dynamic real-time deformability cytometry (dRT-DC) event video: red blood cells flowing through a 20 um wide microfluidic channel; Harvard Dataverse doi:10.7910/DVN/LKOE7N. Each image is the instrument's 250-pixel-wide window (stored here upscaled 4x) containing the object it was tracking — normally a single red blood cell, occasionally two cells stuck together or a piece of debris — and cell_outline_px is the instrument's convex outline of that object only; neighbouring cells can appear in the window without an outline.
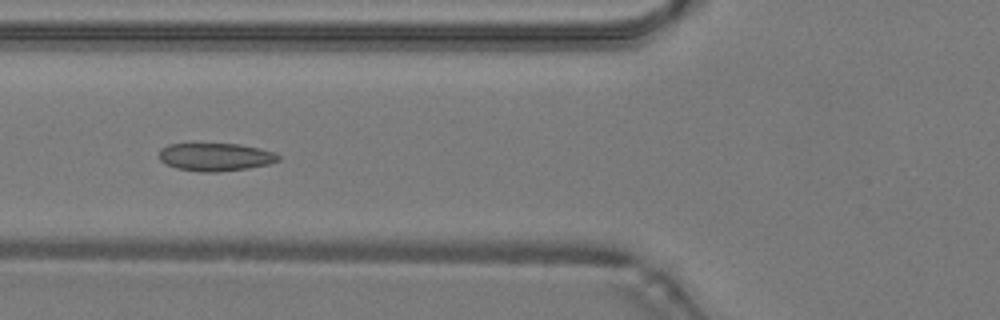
{"species": "common noctule bat (a hibernating species)", "species_latin": "Nyctalus noctula", "temperature_condition": "warm", "stored_images_in_passage": 42, "camera_frame_rate_fps": 3000, "um_per_image_px": 0.085, "animal": {"sex": "male", "body_mass_g": 19.2, "forearm_length_mm": 51.8}, "frame": {"image": 1, "passage_image": 19, "time_ms": 6.0, "image_size_px": [1000, 320], "cell_outline_px": [[280, 160], [268, 164], [248, 168], [216, 172], [200, 172], [176, 168], [160, 160], [160, 148], [168, 144], [240, 144], [260, 148], [272, 152], [280, 156]], "centroid_in_image_um": [18.32, 13.34], "position_along_channel_um": 107.5, "area_um2": 19.31}}
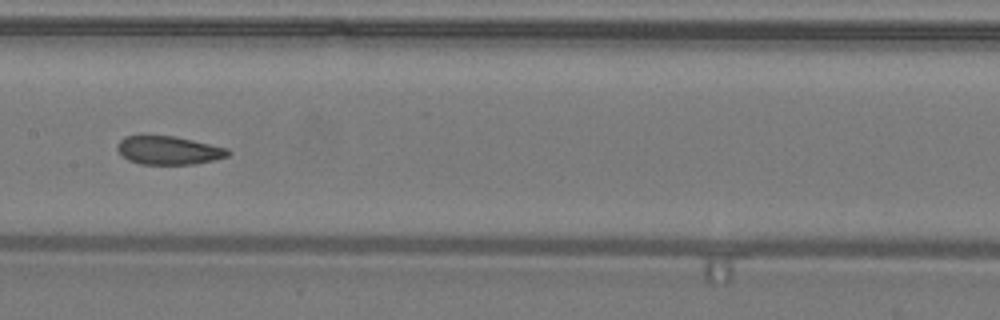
{"frame": {"image": 2, "passage_image": 25, "time_ms": 8.0, "image_size_px": [1000, 320], "cell_outline_px": [[232, 152], [228, 156], [196, 164], [140, 164], [128, 160], [116, 148], [116, 144], [124, 136], [176, 136], [228, 148]], "centroid_in_image_um": [14.35, 12.78], "position_along_channel_um": 193.1, "area_um2": 18.32}}
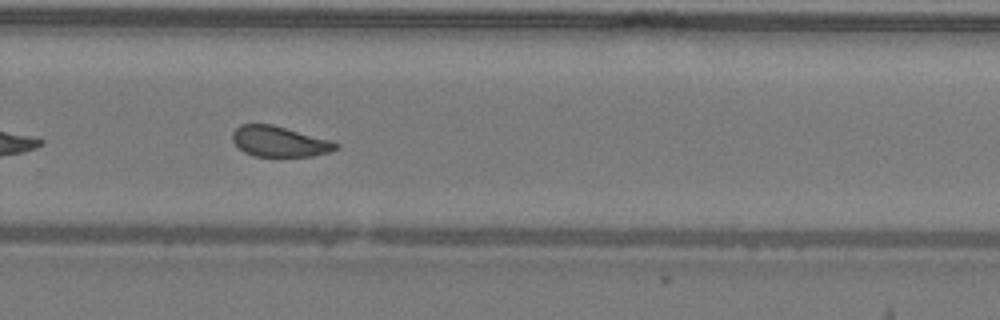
{"frame": {"image": 3, "passage_image": 33, "time_ms": 10.667, "image_size_px": [1000, 320], "cell_outline_px": [[340, 148], [332, 152], [312, 156], [256, 156], [244, 152], [232, 140], [232, 132], [240, 124], [272, 124], [332, 140], [340, 144]], "centroid_in_image_um": [23.81, 12.02], "position_along_channel_um": 306.0, "area_um2": 18.55}, "authors_computed_cell_mechanics": {"area_um2": 19.6231, "velocity_mm_per_s": 4.2629, "shape_relaxation_time_tau1_ms": null, "shape_relaxation_time_tau2_ms": 1.8695, "deformation_change_tau1": null, "deformation_change_tau2": 0.0689}}